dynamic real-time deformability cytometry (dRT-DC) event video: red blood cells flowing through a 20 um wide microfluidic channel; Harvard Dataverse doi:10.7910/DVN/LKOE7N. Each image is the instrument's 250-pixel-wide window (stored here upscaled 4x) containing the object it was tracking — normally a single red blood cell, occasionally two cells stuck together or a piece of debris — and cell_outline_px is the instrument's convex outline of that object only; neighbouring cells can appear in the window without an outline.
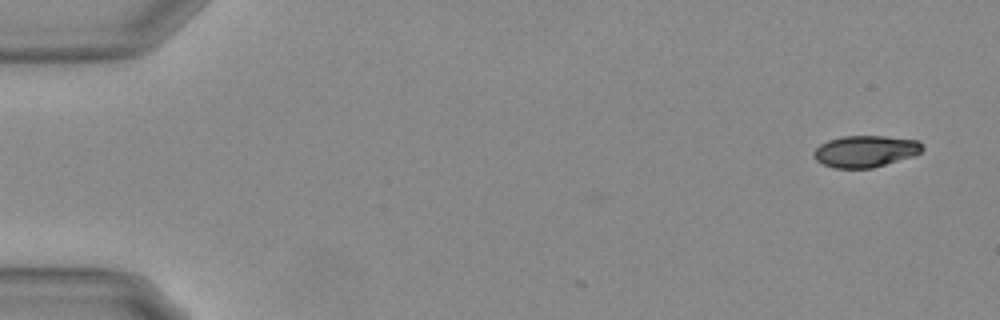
{"species": "Egyptian fruit bat (a non-hibernating species)", "species_latin": "Rousettus aegyptiacus", "temperature_condition": "warm", "stored_images_in_passage": 4, "camera_frame_rate_fps": 3000, "um_per_image_px": 0.085, "animal": {"sex": "female"}, "frame": {"image": 1, "passage_image": 1, "time_ms": 0.0, "image_size_px": [1000, 320], "cell_outline_px": [[924, 148], [920, 152], [912, 156], [872, 168], [832, 168], [816, 160], [812, 156], [812, 152], [820, 144], [828, 140], [844, 136], [884, 136], [916, 140]], "centroid_in_image_um": [73.5, 12.86], "position_along_channel_um": 11.5, "area_um2": 19.88}}